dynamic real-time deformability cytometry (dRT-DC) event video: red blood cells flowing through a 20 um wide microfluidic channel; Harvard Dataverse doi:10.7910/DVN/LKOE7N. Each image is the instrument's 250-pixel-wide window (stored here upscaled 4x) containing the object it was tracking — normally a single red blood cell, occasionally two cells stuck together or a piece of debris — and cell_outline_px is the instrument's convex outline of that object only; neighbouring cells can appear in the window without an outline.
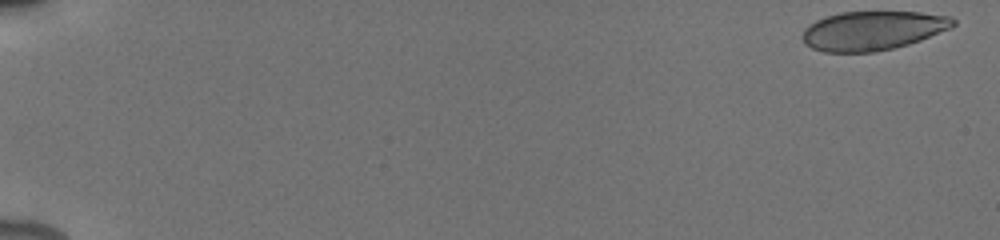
{"species": "human", "species_latin": "Homo sapiens", "temperature_condition": "cold", "stored_images_in_passage": 38, "camera_frame_rate_fps": 3000, "um_per_image_px": 0.085, "donor": {"sex": "male"}, "frame": {"image": 1, "passage_image": 1, "time_ms": 0.0, "image_size_px": [1000, 240], "cell_outline_px": [[956, 24], [952, 28], [920, 40], [908, 44], [892, 48], [872, 52], [824, 52], [812, 48], [804, 44], [800, 36], [804, 28], [808, 24], [824, 16], [840, 12], [920, 12], [952, 16], [956, 20]], "centroid_in_image_um": [74.16, 2.59], "position_along_channel_um": 10.8, "area_um2": 34.68}}
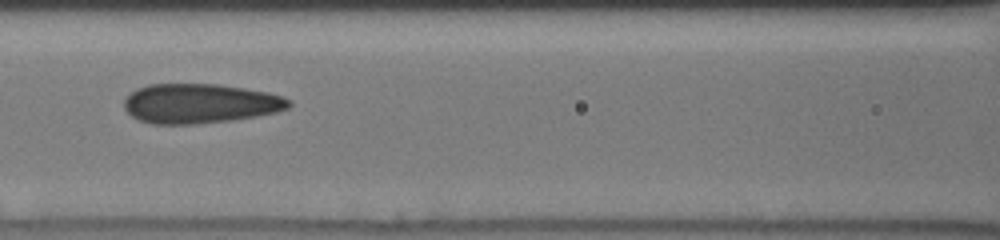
{"frame": {"image": 2, "passage_image": 13, "time_ms": 8.333, "image_size_px": [1000, 240], "cell_outline_px": [[292, 104], [288, 108], [276, 112], [256, 116], [228, 120], [192, 124], [152, 124], [140, 120], [132, 116], [124, 108], [124, 100], [136, 88], [148, 84], [216, 84], [244, 88], [268, 92], [284, 96], [292, 100]], "centroid_in_image_um": [17.01, 8.79], "position_along_channel_um": 149.6, "area_um2": 37.97}}
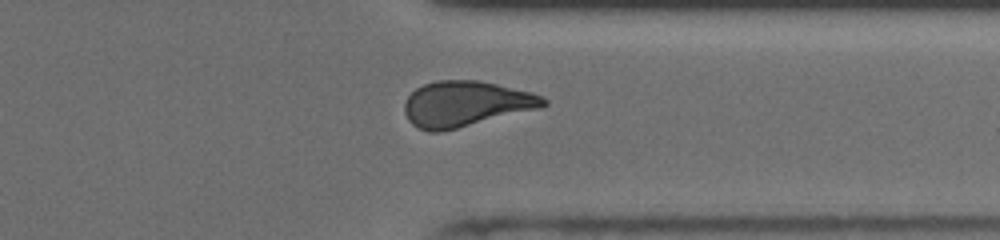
{"frame": {"image": 3, "passage_image": 29, "time_ms": 14.0, "image_size_px": [1000, 240], "cell_outline_px": [[548, 104], [540, 108], [440, 132], [428, 132], [412, 124], [408, 120], [404, 112], [404, 100], [416, 88], [424, 84], [436, 80], [476, 80], [496, 84], [532, 92], [548, 100]], "centroid_in_image_um": [39.56, 8.82], "position_along_channel_um": 371.8, "area_um2": 36.76}, "authors_computed_cell_mechanics": {"area_um2": 36.6741, "velocity_mm_per_s": 3.9194, "shape_relaxation_time_tau1_ms": null, "shape_relaxation_time_tau2_ms": 1.2417, "deformation_change_tau1": null, "deformation_change_tau2": 0.0717}}